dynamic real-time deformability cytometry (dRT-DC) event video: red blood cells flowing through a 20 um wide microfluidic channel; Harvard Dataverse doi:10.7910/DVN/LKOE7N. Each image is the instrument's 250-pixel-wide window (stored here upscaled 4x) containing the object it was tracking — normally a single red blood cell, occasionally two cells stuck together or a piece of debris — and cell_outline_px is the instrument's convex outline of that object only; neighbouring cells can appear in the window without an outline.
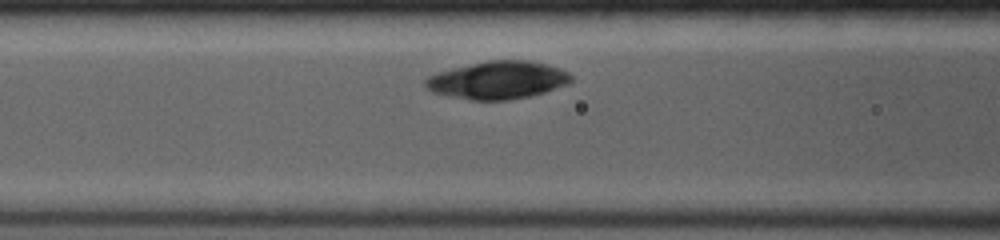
{"species": "common noctule bat (a hibernating species)", "species_latin": "Nyctalus noctula", "temperature_condition": "room temperature", "stored_images_in_passage": 7, "segment_of_instrument_passage": [2, 2], "camera_frame_rate_fps": 4000, "um_per_image_px": 0.085, "animal": {"sex": "female", "body_mass_g": 19.0, "forearm_length_mm": 53.3}, "frame": {"image": 1, "passage_image": 7, "time_ms": 3.75, "image_size_px": [1000, 240], "cell_outline_px": [[572, 80], [568, 84], [544, 92], [528, 96], [508, 100], [472, 100], [432, 92], [424, 88], [424, 80], [428, 76], [452, 68], [488, 60], [528, 60], [548, 64], [560, 68], [568, 72], [572, 76]], "centroid_in_image_um": [42.31, 6.8], "position_along_channel_um": 124.3, "area_um2": 32.02}}